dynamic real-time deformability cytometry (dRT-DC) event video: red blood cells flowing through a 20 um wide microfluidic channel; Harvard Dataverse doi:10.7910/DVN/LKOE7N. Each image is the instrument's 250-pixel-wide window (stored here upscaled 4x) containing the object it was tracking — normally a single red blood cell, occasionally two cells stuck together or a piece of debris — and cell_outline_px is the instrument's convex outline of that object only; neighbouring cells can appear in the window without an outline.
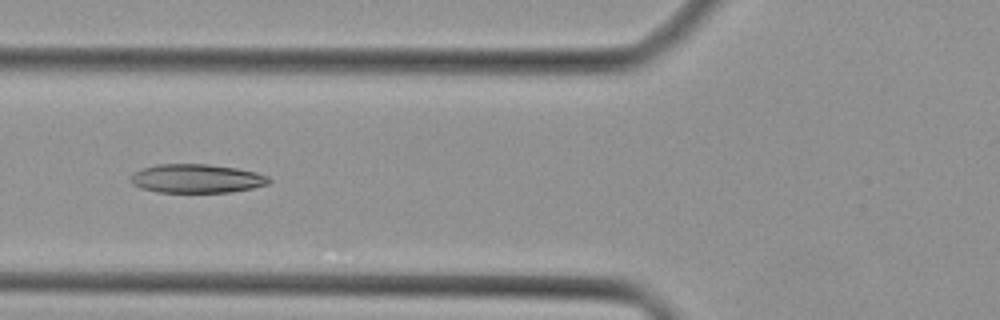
{"species": "Egyptian fruit bat (a non-hibernating species)", "species_latin": "Rousettus aegyptiacus", "temperature_condition": "cold", "stored_images_in_passage": 43, "camera_frame_rate_fps": 3000, "um_per_image_px": 0.085, "animal": {"sex": "female"}, "frame": {"image": 1, "passage_image": 16, "time_ms": 5.0, "image_size_px": [1000, 320], "cell_outline_px": [[272, 180], [268, 184], [252, 188], [232, 192], [156, 192], [140, 188], [132, 184], [132, 172], [140, 168], [156, 164], [208, 164], [236, 168], [256, 172], [268, 176]], "centroid_in_image_um": [16.7, 15.17], "position_along_channel_um": 109.1, "area_um2": 23.35}}
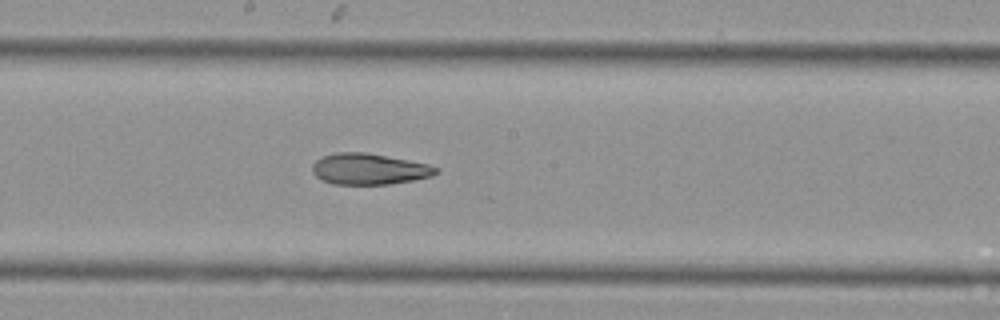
{"frame": {"image": 2, "passage_image": 23, "time_ms": 7.333, "image_size_px": [1000, 320], "cell_outline_px": [[440, 172], [432, 176], [412, 180], [388, 184], [332, 184], [320, 180], [312, 172], [312, 164], [316, 160], [324, 156], [336, 152], [364, 152], [428, 164], [440, 168]], "centroid_in_image_um": [31.36, 14.37], "position_along_channel_um": 216.8, "area_um2": 22.37}}
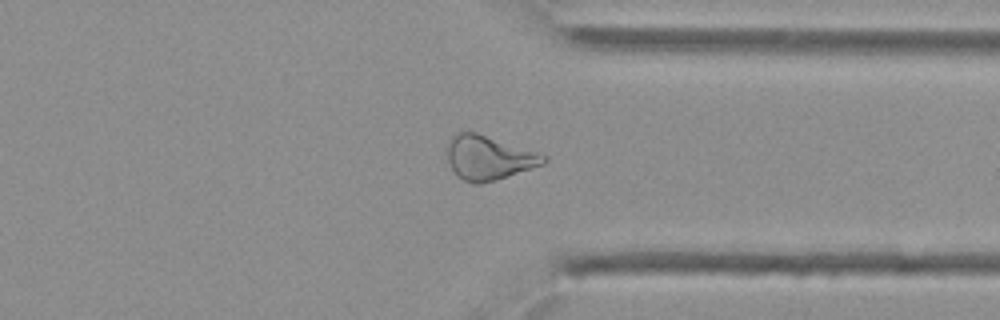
{"frame": {"image": 3, "passage_image": 33, "time_ms": 10.667, "image_size_px": [1000, 320], "cell_outline_px": [[548, 160], [544, 164], [480, 184], [476, 184], [464, 180], [456, 176], [444, 152], [452, 136], [456, 132], [476, 132], [548, 156]], "centroid_in_image_um": [41.49, 13.4], "position_along_channel_um": 369.9, "area_um2": 24.57}}